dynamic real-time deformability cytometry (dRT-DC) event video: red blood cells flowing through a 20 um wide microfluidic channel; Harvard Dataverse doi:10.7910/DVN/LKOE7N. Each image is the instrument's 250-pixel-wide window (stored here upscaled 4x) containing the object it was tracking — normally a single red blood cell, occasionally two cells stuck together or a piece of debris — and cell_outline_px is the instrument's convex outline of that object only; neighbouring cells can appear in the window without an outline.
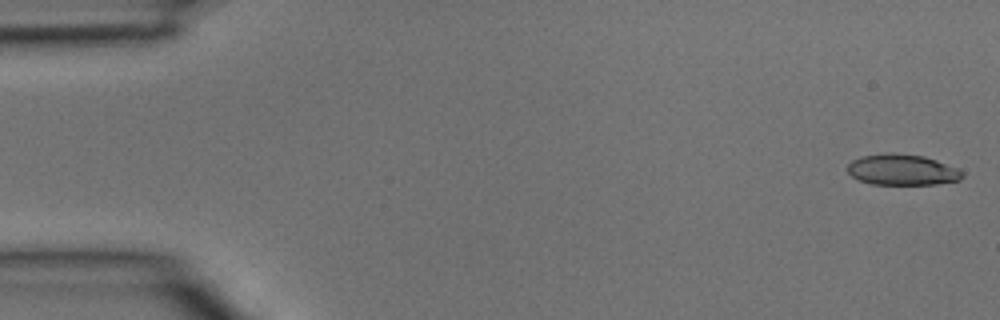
{"species": "common noctule bat (a hibernating species)", "species_latin": "Nyctalus noctula", "temperature_condition": "room temperature", "stored_images_in_passage": 39, "camera_frame_rate_fps": 3000, "um_per_image_px": 0.085, "animal": {"sex": "male", "body_mass_g": 15.6}, "frame": {"image": 1, "passage_image": 1, "time_ms": 0.0, "image_size_px": [1000, 320], "cell_outline_px": [[964, 176], [960, 180], [936, 184], [872, 184], [860, 180], [852, 176], [848, 172], [848, 164], [852, 160], [860, 156], [888, 152], [892, 152], [924, 156], [936, 160], [956, 168], [964, 172]], "centroid_in_image_um": [76.68, 14.42], "position_along_channel_um": 8.3, "area_um2": 20.69}}
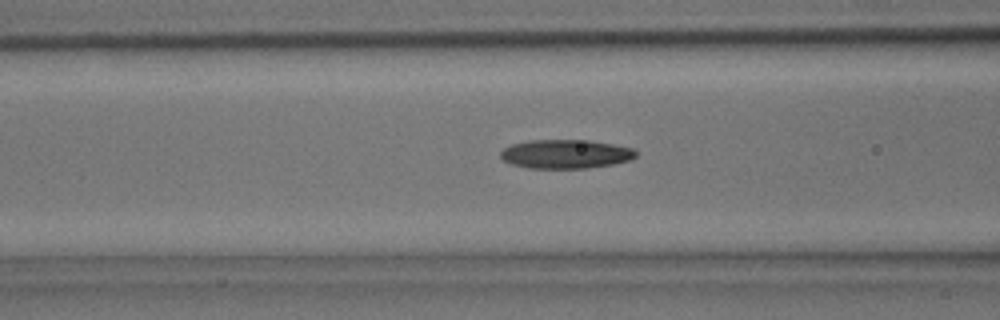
{"frame": {"image": 2, "passage_image": 15, "time_ms": 4.667, "image_size_px": [1000, 320], "cell_outline_px": [[636, 156], [632, 160], [612, 164], [588, 168], [528, 168], [512, 164], [504, 160], [500, 156], [500, 152], [504, 148], [512, 144], [528, 140], [588, 140], [612, 144], [632, 148], [636, 152]], "centroid_in_image_um": [48.07, 13.09], "position_along_channel_um": 118.5, "area_um2": 22.77}}
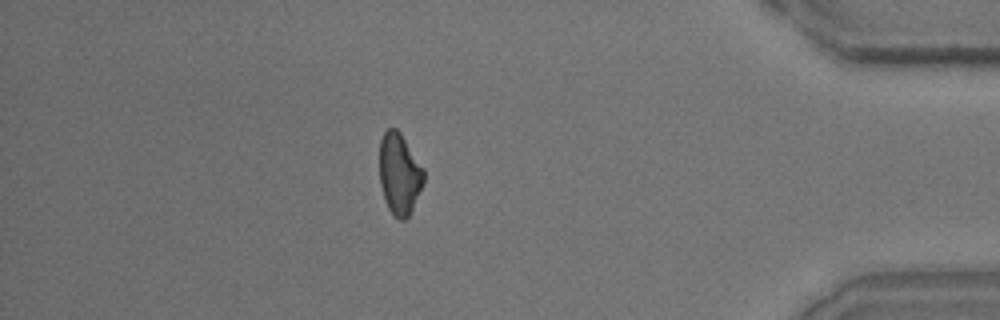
{"frame": {"image": 3, "passage_image": 34, "time_ms": 11.0, "image_size_px": [1000, 320], "cell_outline_px": [[424, 184], [408, 216], [404, 220], [400, 220], [388, 208], [384, 200], [380, 184], [380, 140], [384, 132], [388, 128], [396, 128], [400, 132], [424, 168]], "centroid_in_image_um": [33.95, 14.76], "position_along_channel_um": 401.2, "area_um2": 20.92}}